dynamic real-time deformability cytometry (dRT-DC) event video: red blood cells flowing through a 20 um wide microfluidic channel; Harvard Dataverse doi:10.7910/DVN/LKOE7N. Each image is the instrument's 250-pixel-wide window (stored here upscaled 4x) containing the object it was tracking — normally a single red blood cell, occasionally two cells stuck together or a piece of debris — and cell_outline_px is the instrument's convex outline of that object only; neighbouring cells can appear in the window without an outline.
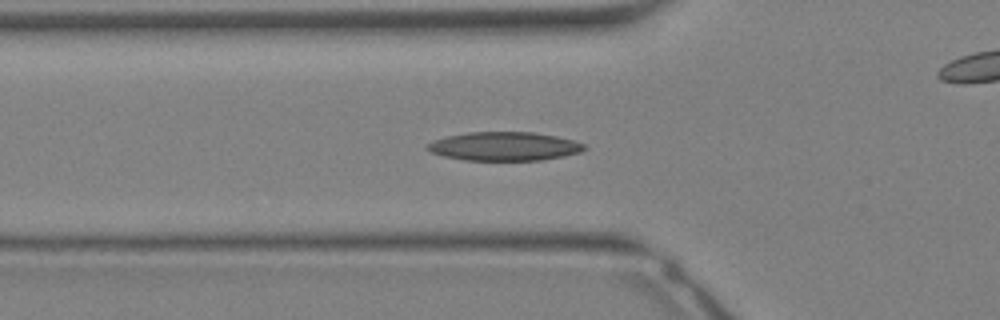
{"species": "Egyptian fruit bat (a non-hibernating species)", "species_latin": "Rousettus aegyptiacus", "temperature_condition": "warm", "stored_images_in_passage": 33, "camera_frame_rate_fps": 3000, "um_per_image_px": 0.085, "animal": {"sex": "female"}, "frame": {"image": 1, "passage_image": 11, "time_ms": 3.333, "image_size_px": [1000, 320], "cell_outline_px": [[588, 148], [580, 152], [564, 156], [540, 160], [464, 160], [444, 156], [432, 152], [424, 148], [424, 144], [432, 140], [448, 136], [468, 132], [532, 132], [556, 136], [572, 140], [584, 144]], "centroid_in_image_um": [42.83, 12.43], "position_along_channel_um": 83.0, "area_um2": 26.3}}
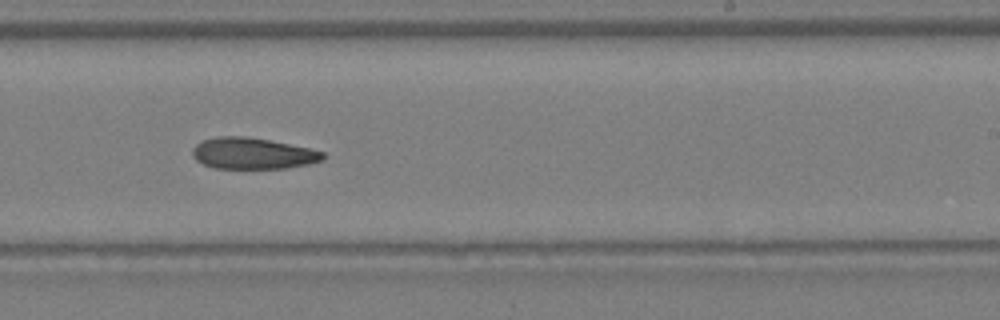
{"frame": {"image": 2, "passage_image": 20, "time_ms": 6.333, "image_size_px": [1000, 320], "cell_outline_px": [[328, 156], [324, 160], [308, 164], [284, 168], [216, 168], [204, 164], [196, 160], [192, 156], [192, 148], [196, 144], [204, 140], [220, 136], [248, 136], [308, 148], [324, 152]], "centroid_in_image_um": [21.49, 13.04], "position_along_channel_um": 267.5, "area_um2": 23.7}}
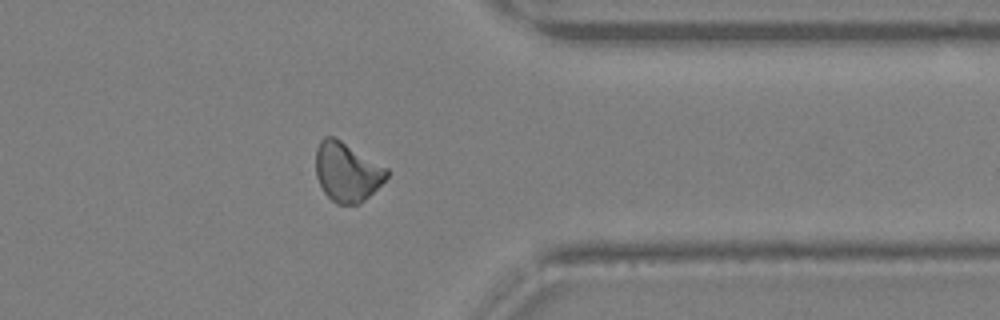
{"frame": {"image": 3, "passage_image": 26, "time_ms": 8.333, "image_size_px": [1000, 320], "cell_outline_px": [[388, 176], [360, 204], [336, 204], [324, 192], [316, 176], [316, 148], [320, 140], [324, 136], [332, 136], [340, 140], [388, 168]], "centroid_in_image_um": [29.47, 14.61], "position_along_channel_um": 381.9, "area_um2": 24.22}}